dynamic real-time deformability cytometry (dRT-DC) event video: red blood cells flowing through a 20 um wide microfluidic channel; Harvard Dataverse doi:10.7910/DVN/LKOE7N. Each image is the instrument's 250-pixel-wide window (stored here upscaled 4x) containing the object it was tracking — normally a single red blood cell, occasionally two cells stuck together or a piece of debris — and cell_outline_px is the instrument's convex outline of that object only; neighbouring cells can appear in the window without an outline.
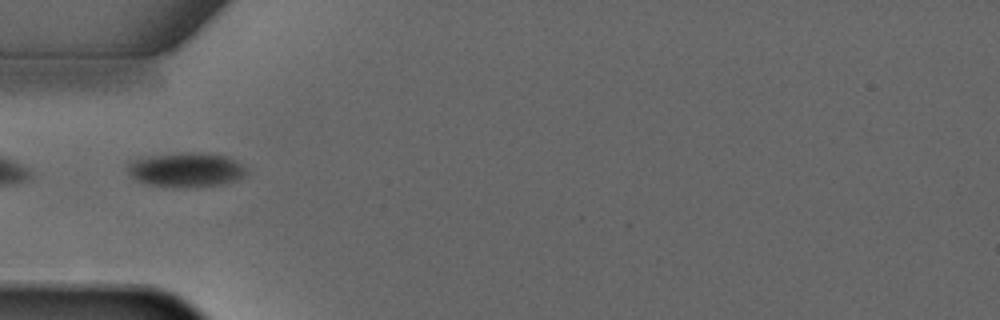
{"species": "common noctule bat (a hibernating species)", "species_latin": "Nyctalus noctula", "temperature_condition": "warm", "stored_images_in_passage": 4, "camera_frame_rate_fps": 3000, "um_per_image_px": 0.085, "animal": {"sex": "male", "forearm_length_mm": 52.5}, "frame": {"image": 1, "passage_image": 4, "time_ms": 3.333, "image_size_px": [1000, 320], "cell_outline_px": [[244, 172], [236, 180], [216, 184], [148, 184], [132, 176], [128, 172], [128, 164], [136, 160], [148, 156], [184, 152], [200, 152], [224, 156], [240, 164], [244, 168]], "centroid_in_image_um": [15.78, 14.36], "position_along_channel_um": 69.2, "area_um2": 22.02}}